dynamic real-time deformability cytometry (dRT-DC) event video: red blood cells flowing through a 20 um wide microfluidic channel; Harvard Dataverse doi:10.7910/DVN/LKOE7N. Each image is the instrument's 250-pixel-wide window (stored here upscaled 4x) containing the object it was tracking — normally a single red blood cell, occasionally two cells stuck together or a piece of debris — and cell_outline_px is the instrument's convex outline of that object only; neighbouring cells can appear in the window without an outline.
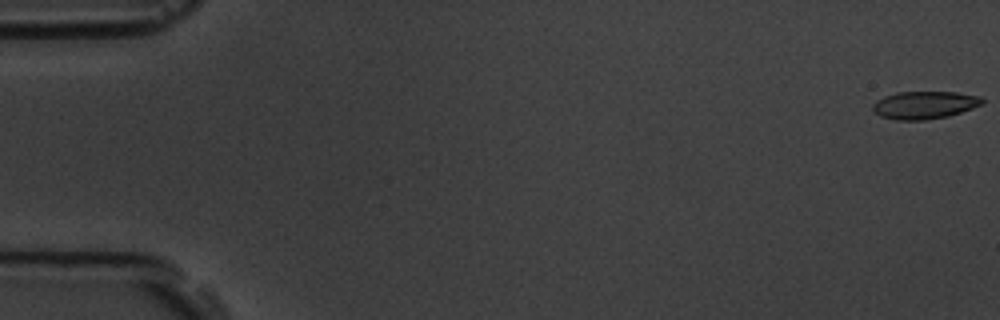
{"species": "common noctule bat (a hibernating species)", "species_latin": "Nyctalus noctula", "temperature_condition": "room temperature", "stored_images_in_passage": 4, "camera_frame_rate_fps": 3000, "um_per_image_px": 0.085, "animal": {"sex": "male", "body_mass_g": 19.5, "forearm_length_mm": 54.6}, "frame": {"image": 1, "passage_image": 1, "time_ms": 0.0, "image_size_px": [1000, 320], "cell_outline_px": [[984, 104], [948, 116], [924, 120], [896, 120], [880, 116], [872, 108], [872, 104], [876, 100], [884, 96], [896, 92], [956, 92], [980, 96], [984, 100]], "centroid_in_image_um": [78.58, 8.92], "position_along_channel_um": 6.4, "area_um2": 17.69}}